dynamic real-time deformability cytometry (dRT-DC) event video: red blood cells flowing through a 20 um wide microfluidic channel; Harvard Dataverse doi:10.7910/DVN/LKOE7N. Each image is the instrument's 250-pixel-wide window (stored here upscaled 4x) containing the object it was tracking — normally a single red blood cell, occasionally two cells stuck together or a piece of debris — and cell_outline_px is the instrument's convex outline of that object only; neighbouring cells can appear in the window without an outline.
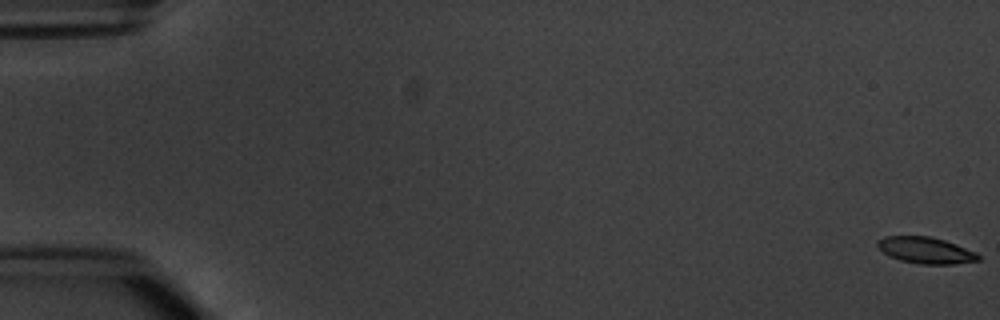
{"species": "common noctule bat (a hibernating species)", "species_latin": "Nyctalus noctula", "temperature_condition": "warm", "stored_images_in_passage": 6, "segment_of_instrument_passage": [1, 2], "camera_frame_rate_fps": 3000, "um_per_image_px": 0.085, "animal": {"sex": "male", "body_mass_g": 20.1, "forearm_length_mm": 53.5}, "frame": {"image": 1, "passage_image": 1, "time_ms": 0.0, "image_size_px": [1000, 320], "cell_outline_px": [[980, 260], [952, 264], [920, 264], [900, 260], [888, 256], [876, 244], [876, 240], [884, 236], [932, 236], [956, 244], [976, 252], [980, 256]], "centroid_in_image_um": [78.67, 21.27], "position_along_channel_um": 6.3, "area_um2": 15.55}}
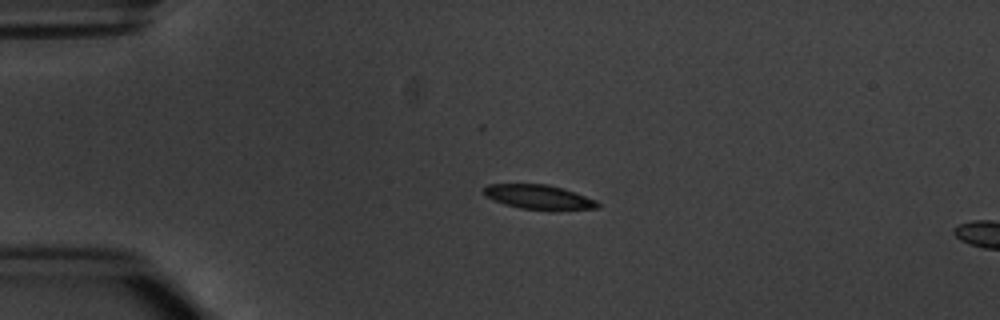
{"frame": {"image": 2, "passage_image": 4, "time_ms": 4.333, "image_size_px": [1000, 320], "cell_outline_px": [[600, 208], [552, 212], [520, 208], [504, 204], [484, 196], [480, 192], [488, 184], [544, 184], [560, 188], [596, 200], [600, 204]], "centroid_in_image_um": [45.78, 16.79], "position_along_channel_um": 39.2, "area_um2": 16.59}}